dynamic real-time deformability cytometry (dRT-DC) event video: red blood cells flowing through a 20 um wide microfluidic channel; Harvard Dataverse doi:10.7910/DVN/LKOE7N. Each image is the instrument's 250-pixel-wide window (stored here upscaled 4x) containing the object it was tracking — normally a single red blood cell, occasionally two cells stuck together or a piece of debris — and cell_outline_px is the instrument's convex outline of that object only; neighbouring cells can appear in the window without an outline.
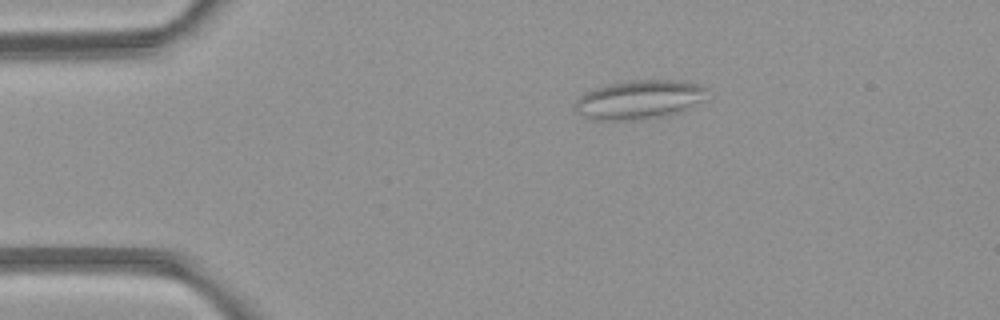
{"species": "common noctule bat (a hibernating species)", "species_latin": "Nyctalus noctula", "temperature_condition": "room temperature", "stored_images_in_passage": 3, "camera_frame_rate_fps": 3000, "um_per_image_px": 0.085, "animal": {"sex": "female", "body_mass_g": 21.9}, "frame": {"image": 1, "passage_image": 1, "time_ms": 0.0, "image_size_px": [1000, 320], "cell_outline_px": [[708, 88], [700, 100], [680, 112], [668, 116], [628, 120], [596, 120], [584, 116], [576, 112], [576, 100], [584, 92], [592, 88], [612, 84], [640, 80], [684, 80], [700, 84]], "centroid_in_image_um": [54.32, 8.46], "position_along_channel_um": 30.7, "area_um2": 29.65}}